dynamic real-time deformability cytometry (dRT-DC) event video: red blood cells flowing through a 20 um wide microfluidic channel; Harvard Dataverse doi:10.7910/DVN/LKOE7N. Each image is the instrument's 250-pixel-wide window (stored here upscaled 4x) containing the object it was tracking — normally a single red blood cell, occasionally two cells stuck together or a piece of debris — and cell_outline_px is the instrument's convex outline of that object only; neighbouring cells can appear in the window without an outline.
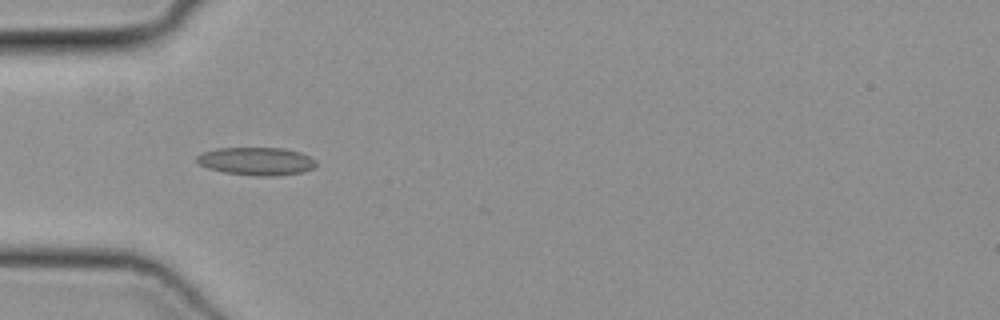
{"species": "common noctule bat (a hibernating species)", "species_latin": "Nyctalus noctula", "temperature_condition": "cold", "stored_images_in_passage": 20, "camera_frame_rate_fps": 3000, "um_per_image_px": 0.085, "animal": {"sex": "female", "body_mass_g": 19.3, "forearm_length_mm": 54.1}, "frame": {"image": 1, "passage_image": 15, "time_ms": 4.667, "image_size_px": [1000, 320], "cell_outline_px": [[316, 164], [312, 168], [304, 172], [276, 176], [256, 176], [224, 172], [208, 168], [200, 164], [196, 160], [196, 156], [204, 152], [216, 148], [284, 148], [300, 152], [316, 160]], "centroid_in_image_um": [21.81, 13.7], "position_along_channel_um": 63.2, "area_um2": 19.42}}
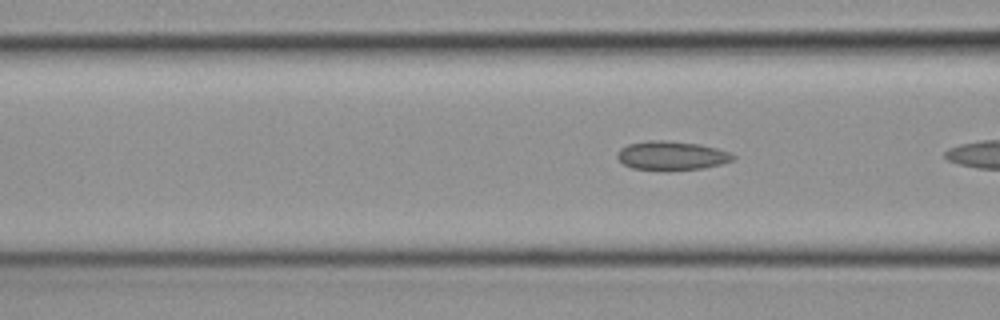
{"frame": {"image": 2, "passage_image": 20, "time_ms": 6.333, "image_size_px": [1000, 320], "cell_outline_px": [[736, 156], [732, 160], [720, 164], [704, 168], [668, 172], [664, 172], [632, 168], [624, 164], [616, 156], [620, 148], [628, 144], [648, 140], [668, 140], [700, 144], [716, 148], [728, 152]], "centroid_in_image_um": [57.06, 13.25], "position_along_channel_um": 109.5, "area_um2": 19.94}}